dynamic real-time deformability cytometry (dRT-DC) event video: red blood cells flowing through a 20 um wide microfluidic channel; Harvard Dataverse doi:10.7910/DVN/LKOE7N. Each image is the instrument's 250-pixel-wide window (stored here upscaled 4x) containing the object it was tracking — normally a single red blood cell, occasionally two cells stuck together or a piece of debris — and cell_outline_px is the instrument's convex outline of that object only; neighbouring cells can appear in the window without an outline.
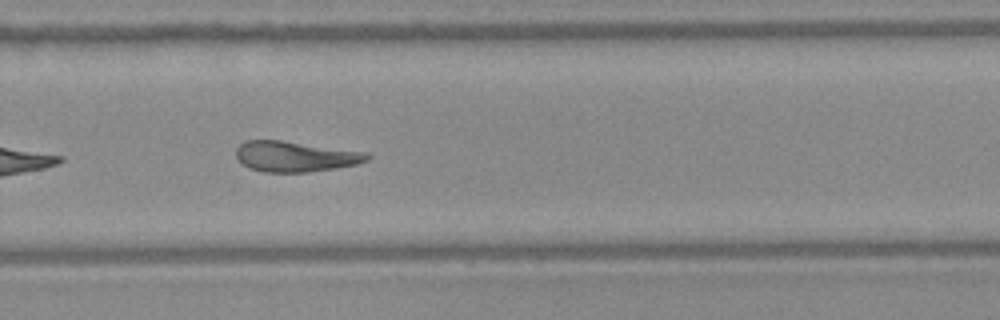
{"species": "Egyptian fruit bat (a non-hibernating species)", "species_latin": "Rousettus aegyptiacus", "temperature_condition": "warm", "stored_images_in_passage": 24, "camera_frame_rate_fps": 3000, "um_per_image_px": 0.085, "frame": {"image": 1, "passage_image": 21, "time_ms": 6.667, "image_size_px": [1000, 320], "cell_outline_px": [[372, 156], [368, 160], [356, 164], [336, 168], [308, 172], [264, 172], [248, 168], [236, 156], [236, 148], [244, 140], [280, 140], [368, 152]], "centroid_in_image_um": [25.11, 13.3], "position_along_channel_um": 304.7, "area_um2": 23.35}}